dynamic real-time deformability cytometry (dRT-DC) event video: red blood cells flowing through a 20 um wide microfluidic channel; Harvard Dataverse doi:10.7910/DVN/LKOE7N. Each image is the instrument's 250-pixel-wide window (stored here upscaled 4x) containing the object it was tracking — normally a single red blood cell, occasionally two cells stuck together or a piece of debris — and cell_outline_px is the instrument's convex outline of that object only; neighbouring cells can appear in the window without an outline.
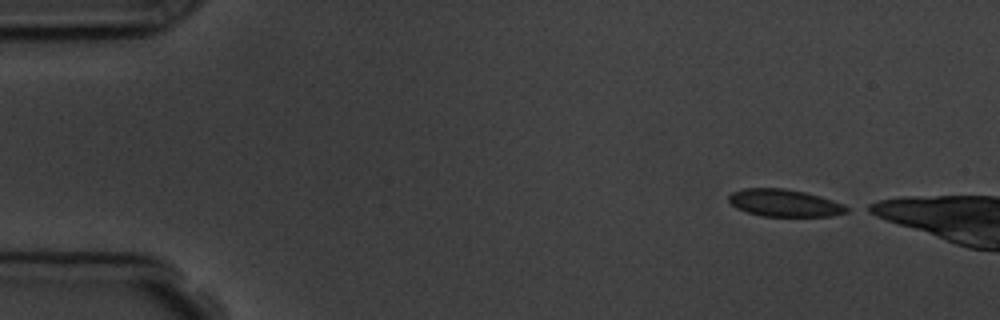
{"species": "common noctule bat (a hibernating species)", "species_latin": "Nyctalus noctula", "temperature_condition": "room temperature", "stored_images_in_passage": 3, "camera_frame_rate_fps": 3000, "um_per_image_px": 0.085, "animal": {"sex": "male", "body_mass_g": 19.5, "forearm_length_mm": 54.6}, "frame": {"image": 1, "passage_image": 1, "time_ms": 0.0, "image_size_px": [1000, 320], "cell_outline_px": [[852, 208], [848, 212], [832, 216], [760, 216], [736, 208], [728, 200], [728, 196], [732, 192], [744, 188], [784, 188], [804, 192], [820, 196], [844, 204]], "centroid_in_image_um": [66.7, 17.25], "position_along_channel_um": 18.3, "area_um2": 18.84}}